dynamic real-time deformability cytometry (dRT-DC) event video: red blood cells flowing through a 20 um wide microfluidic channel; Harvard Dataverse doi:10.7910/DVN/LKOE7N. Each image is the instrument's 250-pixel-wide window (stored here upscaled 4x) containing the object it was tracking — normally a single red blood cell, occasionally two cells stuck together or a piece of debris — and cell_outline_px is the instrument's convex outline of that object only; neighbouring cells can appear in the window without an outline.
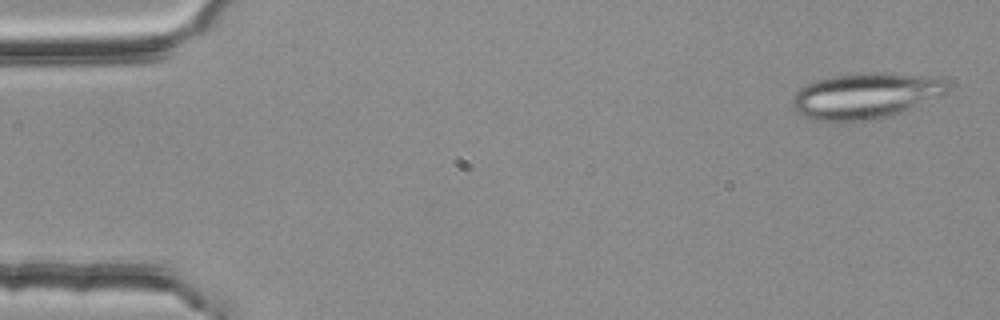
{"species": "common noctule bat (a hibernating species)", "species_latin": "Nyctalus noctula", "temperature_condition": "room temperature", "stored_images_in_passage": 3, "camera_frame_rate_fps": 3000, "um_per_image_px": 0.085, "animal": {"sex": "female", "body_mass_g": 25.1}, "frame": {"image": 1, "passage_image": 1, "time_ms": 0.0, "image_size_px": [1000, 320], "cell_outline_px": [[952, 88], [948, 92], [940, 96], [900, 112], [888, 116], [864, 120], [808, 120], [796, 112], [792, 108], [792, 96], [800, 88], [808, 84], [820, 80], [836, 76], [872, 72], [888, 72], [944, 76], [952, 84]], "centroid_in_image_um": [73.67, 8.11], "position_along_channel_um": 11.3, "area_um2": 41.67}}